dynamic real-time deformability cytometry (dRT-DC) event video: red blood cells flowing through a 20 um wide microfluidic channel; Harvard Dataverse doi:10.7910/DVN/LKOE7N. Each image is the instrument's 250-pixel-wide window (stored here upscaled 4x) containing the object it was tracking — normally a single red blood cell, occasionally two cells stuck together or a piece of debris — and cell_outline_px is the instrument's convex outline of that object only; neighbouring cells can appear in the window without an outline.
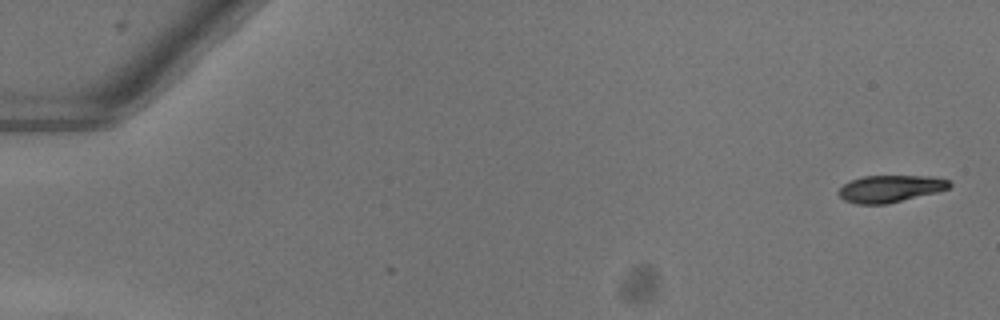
{"species": "common noctule bat (a hibernating species)", "species_latin": "Nyctalus noctula", "temperature_condition": "warm", "stored_images_in_passage": 2, "camera_frame_rate_fps": 3000, "um_per_image_px": 0.085, "animal": {"sex": "female"}, "frame": {"image": 1, "passage_image": 2, "time_ms": 0.333, "image_size_px": [1000, 320], "cell_outline_px": [[952, 184], [948, 188], [936, 192], [888, 204], [856, 204], [844, 200], [836, 192], [844, 184], [852, 180], [864, 176], [928, 176], [948, 180]], "centroid_in_image_um": [75.64, 16.04], "position_along_channel_um": 9.4, "area_um2": 17.34}}